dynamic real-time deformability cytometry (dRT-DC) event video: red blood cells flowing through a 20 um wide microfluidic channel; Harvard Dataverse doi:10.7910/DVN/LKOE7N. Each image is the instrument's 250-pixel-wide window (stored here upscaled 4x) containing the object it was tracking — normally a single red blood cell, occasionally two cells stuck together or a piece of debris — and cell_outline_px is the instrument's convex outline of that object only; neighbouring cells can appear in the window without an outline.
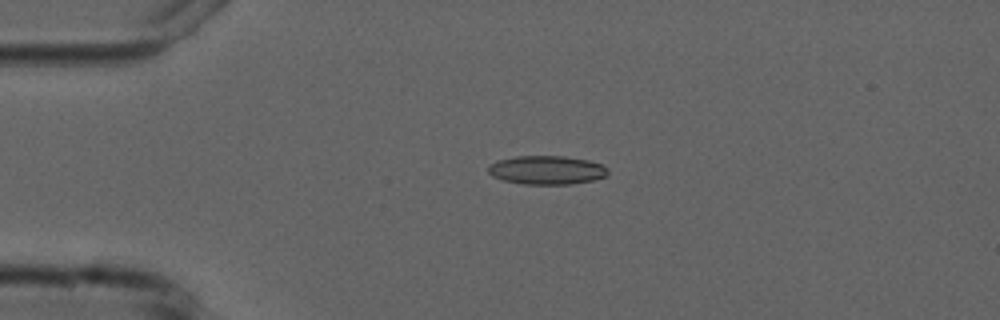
{"species": "common noctule bat (a hibernating species)", "species_latin": "Nyctalus noctula", "temperature_condition": "cold", "stored_images_in_passage": 3, "camera_frame_rate_fps": 3000, "um_per_image_px": 0.085, "animal": {"sex": "male", "forearm_length_mm": 52.5}, "frame": {"image": 1, "passage_image": 1, "time_ms": 0.0, "image_size_px": [1000, 320], "cell_outline_px": [[608, 176], [592, 180], [572, 184], [524, 184], [504, 180], [492, 176], [488, 172], [488, 168], [496, 160], [516, 156], [564, 156], [588, 160], [604, 164], [608, 168]], "centroid_in_image_um": [46.51, 14.45], "position_along_channel_um": 38.5, "area_um2": 20.11}}
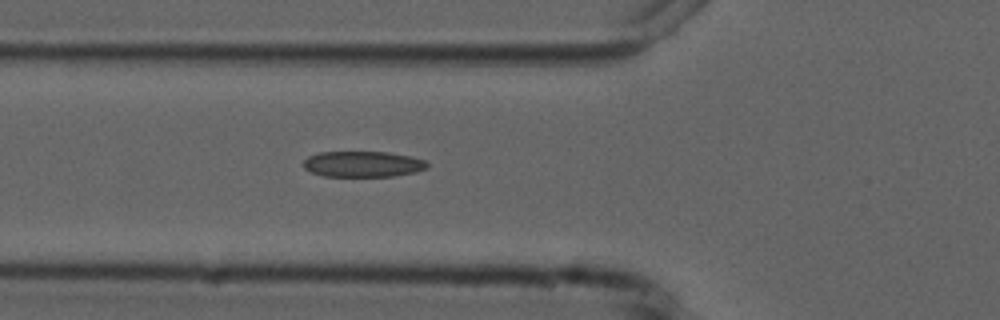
{"frame": {"image": 2, "passage_image": 3, "time_ms": 2.333, "image_size_px": [1000, 320], "cell_outline_px": [[428, 168], [416, 172], [392, 176], [324, 176], [312, 172], [304, 168], [304, 160], [308, 156], [320, 152], [388, 152], [408, 156], [424, 160], [428, 164]], "centroid_in_image_um": [30.84, 13.95], "position_along_channel_um": 95.0, "area_um2": 18.5}}